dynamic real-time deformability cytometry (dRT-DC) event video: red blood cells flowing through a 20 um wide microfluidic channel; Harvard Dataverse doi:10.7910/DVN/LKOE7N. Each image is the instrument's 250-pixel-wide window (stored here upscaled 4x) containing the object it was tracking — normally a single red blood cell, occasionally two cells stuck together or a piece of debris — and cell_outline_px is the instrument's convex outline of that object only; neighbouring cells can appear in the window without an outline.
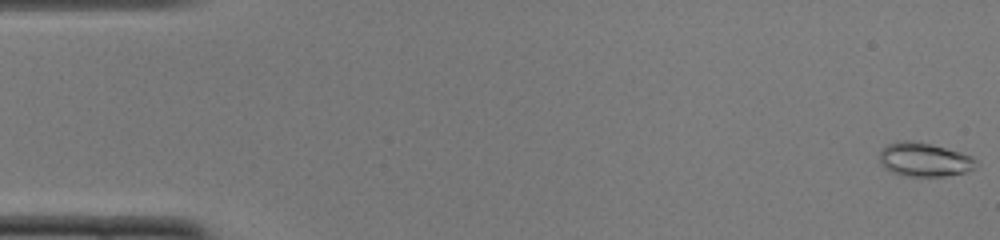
{"species": "common noctule bat (a hibernating species)", "species_latin": "Nyctalus noctula", "temperature_condition": "cold", "stored_images_in_passage": 50, "camera_frame_rate_fps": 3000, "um_per_image_px": 0.085, "animal": {"sex": "female", "body_mass_g": 22.0, "forearm_length_mm": 56.7}, "frame": {"image": 1, "passage_image": 1, "time_ms": 0.0, "image_size_px": [1000, 240], "cell_outline_px": [[976, 160], [972, 168], [964, 172], [944, 176], [908, 176], [892, 172], [884, 168], [880, 164], [880, 152], [888, 144], [908, 140], [928, 144], [960, 152], [972, 156]], "centroid_in_image_um": [78.53, 13.58], "position_along_channel_um": 6.5, "area_um2": 18.5}}
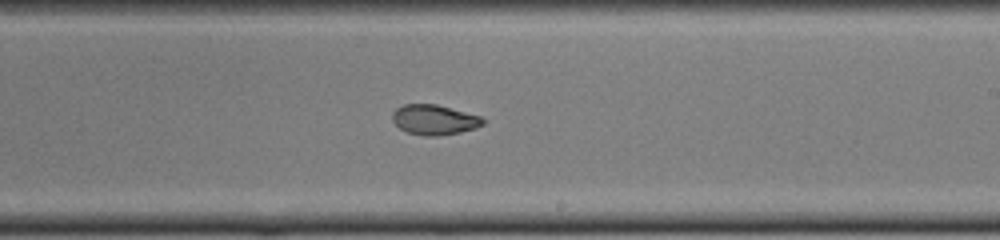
{"frame": {"image": 2, "passage_image": 30, "time_ms": 9.667, "image_size_px": [1000, 240], "cell_outline_px": [[484, 124], [476, 128], [460, 132], [436, 136], [424, 136], [408, 132], [400, 128], [392, 120], [392, 112], [396, 108], [404, 104], [436, 104], [480, 116], [484, 120]], "centroid_in_image_um": [36.9, 10.18], "position_along_channel_um": 252.1, "area_um2": 15.78}}
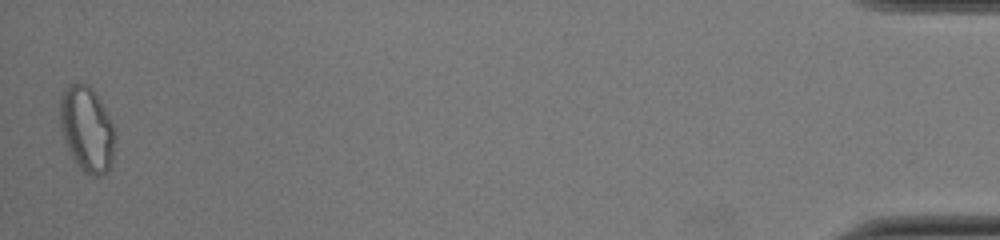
{"frame": {"image": 3, "passage_image": 50, "time_ms": 16.333, "image_size_px": [1000, 240], "cell_outline_px": [[116, 136], [112, 160], [108, 172], [100, 176], [92, 176], [84, 172], [80, 168], [72, 156], [64, 140], [60, 128], [60, 96], [68, 84], [84, 84], [92, 88], [100, 100], [112, 124]], "centroid_in_image_um": [7.38, 10.99], "position_along_channel_um": 427.8, "area_um2": 27.28}, "authors_computed_cell_mechanics": {"area_um2": 16.9643, "velocity_mm_per_s": 4.0091, "shape_relaxation_time_tau1_ms": 10.9416, "shape_relaxation_time_tau2_ms": 2.5116, "deformation_change_tau1": 0.2909, "deformation_change_tau2": 0.0755}}